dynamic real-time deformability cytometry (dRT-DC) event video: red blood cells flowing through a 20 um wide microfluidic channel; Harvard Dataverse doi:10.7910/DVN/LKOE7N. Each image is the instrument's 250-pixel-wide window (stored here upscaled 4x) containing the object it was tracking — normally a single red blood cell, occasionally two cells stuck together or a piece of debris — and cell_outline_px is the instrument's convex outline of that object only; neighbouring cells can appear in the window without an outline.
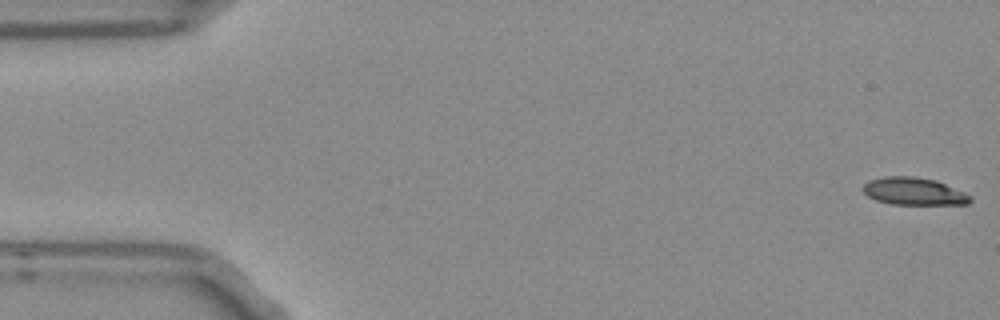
{"species": "Egyptian fruit bat (a non-hibernating species)", "species_latin": "Rousettus aegyptiacus", "temperature_condition": "room temperature", "stored_images_in_passage": 53, "camera_frame_rate_fps": 3000, "um_per_image_px": 0.085, "frame": {"image": 1, "passage_image": 1, "time_ms": 0.0, "image_size_px": [1000, 320], "cell_outline_px": [[972, 200], [968, 204], [892, 204], [876, 200], [868, 196], [860, 188], [868, 180], [884, 176], [916, 176], [936, 180], [964, 192], [972, 196]], "centroid_in_image_um": [77.65, 16.25], "position_along_channel_um": 7.3, "area_um2": 17.28}}
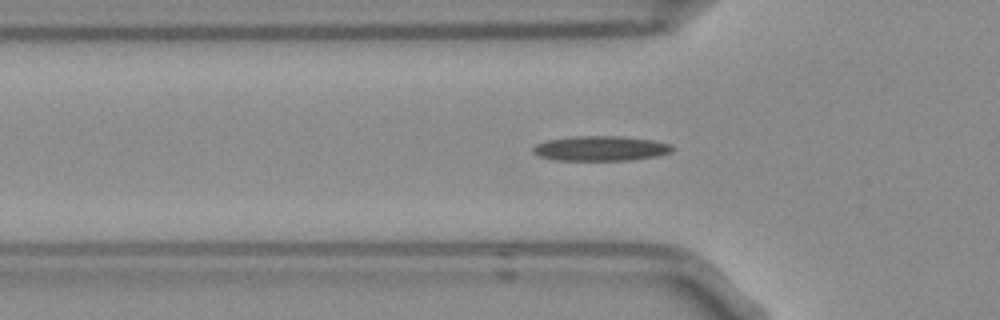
{"frame": {"image": 2, "passage_image": 17, "time_ms": 5.333, "image_size_px": [1000, 320], "cell_outline_px": [[676, 148], [672, 152], [656, 156], [632, 160], [556, 160], [536, 156], [532, 152], [532, 148], [536, 144], [548, 140], [572, 136], [624, 136], [652, 140], [672, 144]], "centroid_in_image_um": [51.07, 12.61], "position_along_channel_um": 74.7, "area_um2": 20.46}}
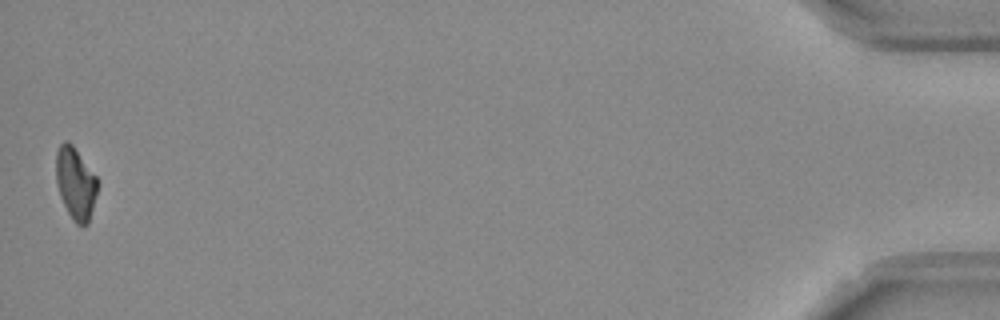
{"frame": {"image": 3, "passage_image": 53, "time_ms": 17.333, "image_size_px": [1000, 320], "cell_outline_px": [[96, 192], [88, 224], [76, 224], [72, 220], [60, 196], [56, 184], [56, 152], [60, 144], [64, 140], [68, 140], [72, 144], [96, 176]], "centroid_in_image_um": [6.38, 15.55], "position_along_channel_um": 428.8, "area_um2": 17.11}}